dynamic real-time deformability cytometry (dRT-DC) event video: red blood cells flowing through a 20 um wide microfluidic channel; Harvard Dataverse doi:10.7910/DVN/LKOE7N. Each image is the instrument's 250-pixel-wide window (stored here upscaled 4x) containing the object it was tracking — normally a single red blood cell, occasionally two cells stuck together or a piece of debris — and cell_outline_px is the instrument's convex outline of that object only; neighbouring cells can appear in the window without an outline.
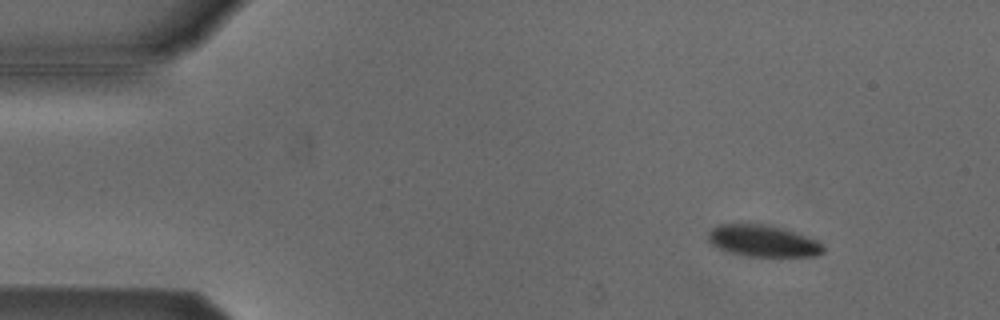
{"species": "Egyptian fruit bat (a non-hibernating species)", "species_latin": "Rousettus aegyptiacus", "temperature_condition": "cold", "stored_images_in_passage": 5, "camera_frame_rate_fps": 3000, "um_per_image_px": 0.085, "animal": {"sex": "male"}, "frame": {"image": 1, "passage_image": 1, "time_ms": 0.0, "image_size_px": [1000, 320], "cell_outline_px": [[824, 252], [816, 256], [748, 256], [728, 252], [712, 244], [708, 240], [708, 232], [712, 228], [720, 224], [764, 224], [780, 228], [820, 240], [824, 244]], "centroid_in_image_um": [64.88, 20.48], "position_along_channel_um": 20.1, "area_um2": 21.15}}